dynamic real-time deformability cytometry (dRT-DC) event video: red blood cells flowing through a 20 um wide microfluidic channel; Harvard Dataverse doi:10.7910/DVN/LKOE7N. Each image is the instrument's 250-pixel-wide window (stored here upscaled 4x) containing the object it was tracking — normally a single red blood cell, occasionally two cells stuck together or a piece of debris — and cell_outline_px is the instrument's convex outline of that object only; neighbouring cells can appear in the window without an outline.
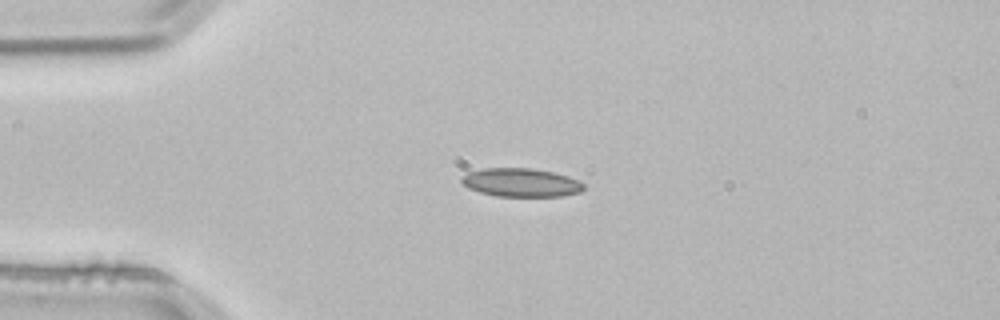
{"species": "common noctule bat (a hibernating species)", "species_latin": "Nyctalus noctula", "temperature_condition": "room temperature", "stored_images_in_passage": 2, "camera_frame_rate_fps": 3000, "um_per_image_px": 0.085, "animal": {"sex": "male", "body_mass_g": 21.5, "forearm_length_mm": 52.0}, "frame": {"image": 1, "passage_image": 2, "time_ms": 0.333, "image_size_px": [1000, 320], "cell_outline_px": [[584, 188], [580, 192], [564, 196], [496, 196], [480, 192], [468, 188], [460, 180], [460, 176], [468, 172], [484, 168], [532, 168], [552, 172], [568, 176], [580, 180], [584, 184]], "centroid_in_image_um": [44.29, 15.51], "position_along_channel_um": 40.7, "area_um2": 20.4}}